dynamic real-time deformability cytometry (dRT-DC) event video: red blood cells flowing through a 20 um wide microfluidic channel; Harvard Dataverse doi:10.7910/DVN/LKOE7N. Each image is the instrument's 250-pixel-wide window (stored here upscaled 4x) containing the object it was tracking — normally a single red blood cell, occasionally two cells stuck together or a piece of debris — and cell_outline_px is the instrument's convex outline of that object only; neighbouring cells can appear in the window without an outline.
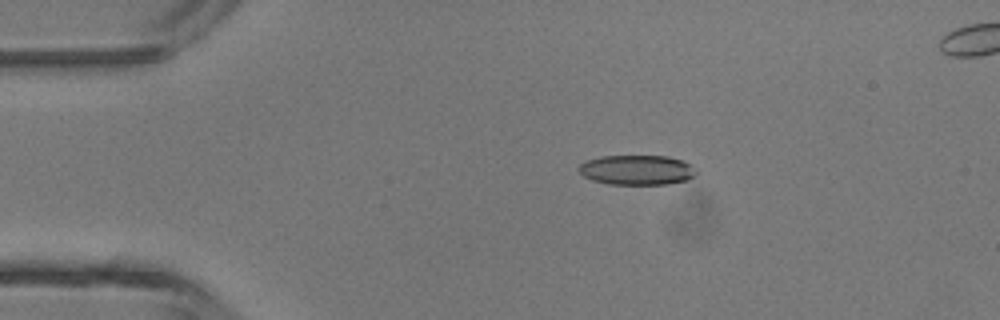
{"species": "common noctule bat (a hibernating species)", "species_latin": "Nyctalus noctula", "temperature_condition": "room temperature", "stored_images_in_passage": 4, "camera_frame_rate_fps": 3000, "um_per_image_px": 0.085, "animal": {"sex": "male", "body_mass_g": 13.3}, "frame": {"image": 1, "passage_image": 2, "time_ms": 1.333, "image_size_px": [1000, 320], "cell_outline_px": [[696, 176], [688, 180], [668, 184], [608, 184], [592, 180], [584, 176], [580, 172], [580, 164], [588, 160], [600, 156], [668, 156], [692, 164], [696, 172]], "centroid_in_image_um": [54.18, 14.45], "position_along_channel_um": 30.8, "area_um2": 20.4}}